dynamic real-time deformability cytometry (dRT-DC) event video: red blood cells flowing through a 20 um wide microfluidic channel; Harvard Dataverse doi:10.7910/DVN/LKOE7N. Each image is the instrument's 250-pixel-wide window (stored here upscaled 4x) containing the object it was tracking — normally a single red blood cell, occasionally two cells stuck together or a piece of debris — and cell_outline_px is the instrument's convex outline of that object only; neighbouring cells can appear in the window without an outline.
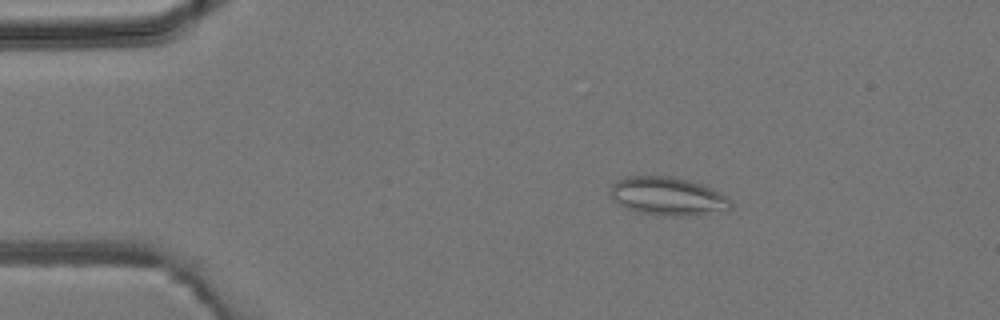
{"species": "common noctule bat (a hibernating species)", "species_latin": "Nyctalus noctula", "temperature_condition": "room temperature", "stored_images_in_passage": 5, "camera_frame_rate_fps": 3000, "um_per_image_px": 0.085, "animal": {"sex": "male", "body_mass_g": 19.2, "forearm_length_mm": 51.8}, "frame": {"image": 1, "passage_image": 2, "time_ms": 2.0, "image_size_px": [1000, 320], "cell_outline_px": [[732, 208], [688, 216], [656, 216], [640, 212], [628, 208], [612, 200], [612, 184], [616, 180], [628, 176], [672, 176], [688, 180], [700, 184], [720, 192], [728, 196], [732, 200]], "centroid_in_image_um": [56.76, 16.68], "position_along_channel_um": 28.2, "area_um2": 26.76}}